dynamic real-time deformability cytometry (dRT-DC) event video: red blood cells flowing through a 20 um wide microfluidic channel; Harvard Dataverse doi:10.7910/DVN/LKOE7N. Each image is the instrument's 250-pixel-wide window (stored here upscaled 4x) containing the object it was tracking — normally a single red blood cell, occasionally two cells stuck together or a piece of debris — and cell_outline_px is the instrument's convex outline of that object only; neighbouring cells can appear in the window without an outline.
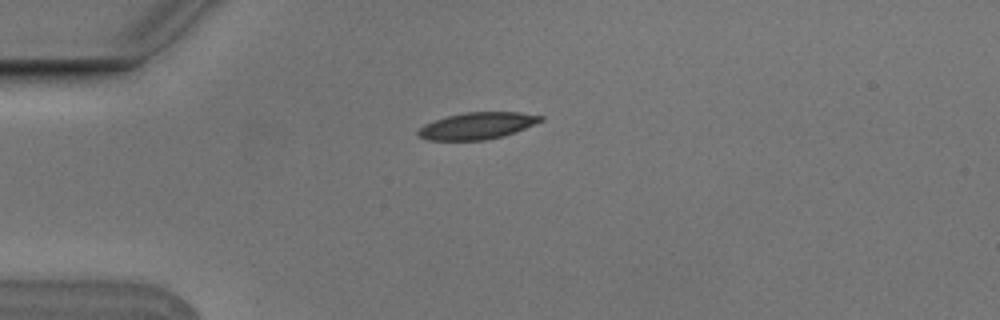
{"species": "Egyptian fruit bat (a non-hibernating species)", "species_latin": "Rousettus aegyptiacus", "temperature_condition": "cold", "stored_images_in_passage": 5, "camera_frame_rate_fps": 3000, "um_per_image_px": 0.085, "animal": {"sex": "male"}, "frame": {"image": 1, "passage_image": 1, "time_ms": 0.0, "image_size_px": [1000, 320], "cell_outline_px": [[544, 120], [504, 136], [484, 140], [428, 140], [416, 136], [416, 132], [424, 124], [448, 116], [464, 112], [520, 112], [544, 116]], "centroid_in_image_um": [40.55, 10.69], "position_along_channel_um": 44.5, "area_um2": 19.07}}
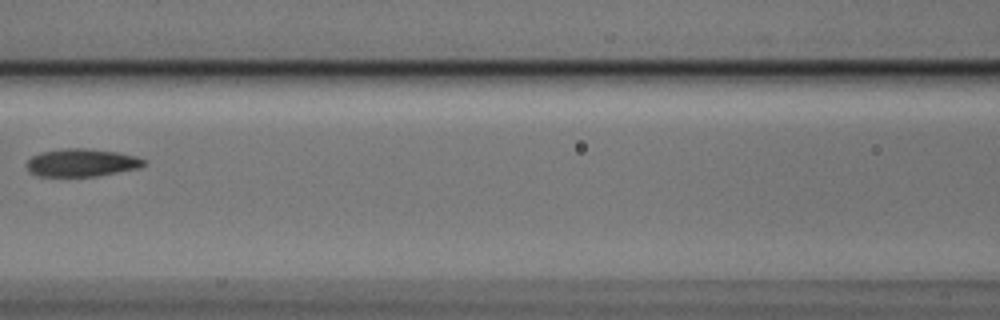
{"frame": {"image": 2, "passage_image": 4, "time_ms": 1.0, "image_size_px": [1000, 320], "cell_outline_px": [[144, 164], [140, 168], [96, 176], [40, 176], [28, 172], [24, 164], [32, 156], [40, 152], [64, 148], [88, 148], [116, 152], [136, 156], [144, 160]], "centroid_in_image_um": [6.88, 13.82], "position_along_channel_um": 159.7, "area_um2": 19.07}}
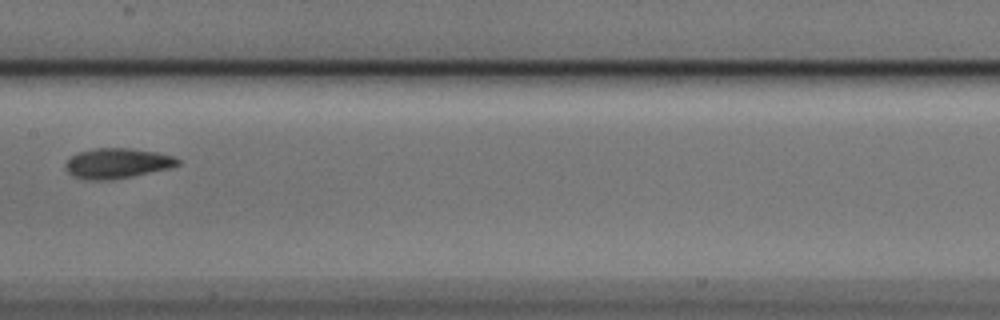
{"frame": {"image": 3, "passage_image": 5, "time_ms": 1.333, "image_size_px": [1000, 320], "cell_outline_px": [[180, 164], [172, 168], [112, 180], [88, 180], [72, 176], [64, 168], [64, 164], [72, 156], [80, 152], [96, 148], [128, 148], [156, 152], [172, 156], [180, 160]], "centroid_in_image_um": [9.96, 13.89], "position_along_channel_um": 197.4, "area_um2": 19.77}}